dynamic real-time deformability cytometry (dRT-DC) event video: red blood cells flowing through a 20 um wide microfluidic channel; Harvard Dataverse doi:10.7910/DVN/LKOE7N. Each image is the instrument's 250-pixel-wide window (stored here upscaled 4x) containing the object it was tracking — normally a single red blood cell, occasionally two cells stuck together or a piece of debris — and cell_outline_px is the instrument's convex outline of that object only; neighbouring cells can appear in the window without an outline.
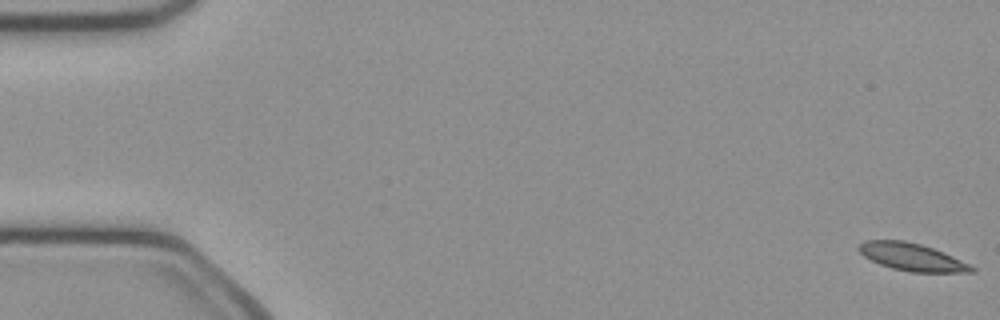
{"species": "common noctule bat (a hibernating species)", "species_latin": "Nyctalus noctula", "temperature_condition": "cold", "stored_images_in_passage": 51, "camera_frame_rate_fps": 3000, "um_per_image_px": 0.085, "animal": {"sex": "female", "body_mass_g": 21.9}, "frame": {"image": 1, "passage_image": 1, "time_ms": 0.0, "image_size_px": [1000, 320], "cell_outline_px": [[976, 272], [912, 272], [892, 268], [880, 264], [864, 256], [856, 248], [864, 240], [904, 240], [920, 244], [944, 252], [976, 268]], "centroid_in_image_um": [77.5, 21.84], "position_along_channel_um": 7.5, "area_um2": 17.92}}
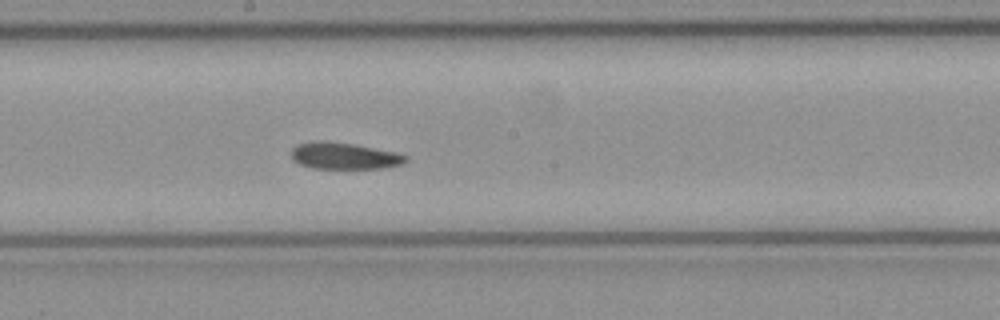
{"frame": {"image": 2, "passage_image": 28, "time_ms": 9.0, "image_size_px": [1000, 320], "cell_outline_px": [[408, 160], [400, 164], [380, 168], [312, 168], [300, 164], [292, 160], [292, 148], [296, 144], [312, 140], [328, 140], [356, 144], [396, 152], [408, 156]], "centroid_in_image_um": [29.21, 13.22], "position_along_channel_um": 219.0, "area_um2": 17.98}}
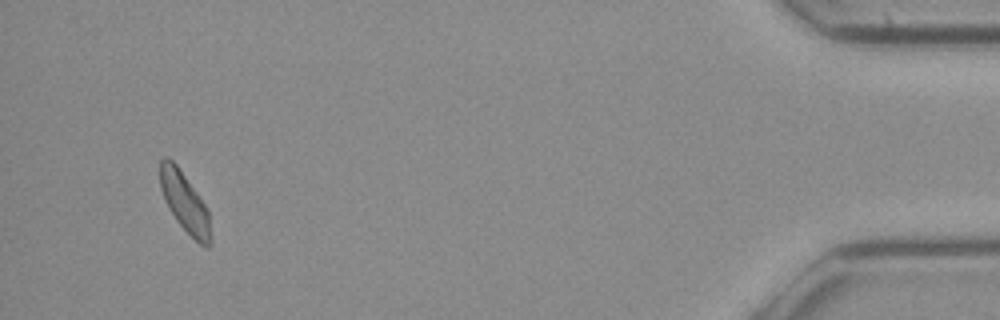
{"frame": {"image": 3, "passage_image": 49, "time_ms": 16.0, "image_size_px": [1000, 320], "cell_outline_px": [[212, 244], [208, 248], [200, 244], [176, 220], [168, 208], [164, 200], [160, 188], [160, 160], [164, 156], [168, 156], [176, 164], [208, 208], [212, 240]], "centroid_in_image_um": [15.71, 17.2], "position_along_channel_um": 419.5, "area_um2": 17.63}, "authors_computed_cell_mechanics": {"area_um2": 18.1492, "velocity_mm_per_s": 4.0109, "shape_relaxation_time_tau1_ms": 4.6934, "shape_relaxation_time_tau2_ms": 2.9843, "deformation_change_tau1": 0.1199, "deformation_change_tau2": 0.084}}